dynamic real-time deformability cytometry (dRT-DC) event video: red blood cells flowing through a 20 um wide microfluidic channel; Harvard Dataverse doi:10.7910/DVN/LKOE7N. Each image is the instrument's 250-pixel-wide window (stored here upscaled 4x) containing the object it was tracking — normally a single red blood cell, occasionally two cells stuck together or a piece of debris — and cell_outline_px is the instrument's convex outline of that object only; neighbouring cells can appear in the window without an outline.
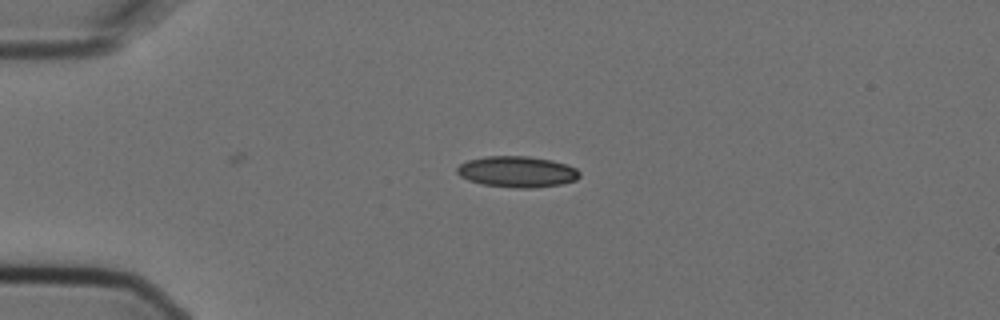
{"species": "Egyptian fruit bat (a non-hibernating species)", "species_latin": "Rousettus aegyptiacus", "temperature_condition": "cold", "stored_images_in_passage": 2, "camera_frame_rate_fps": 3000, "um_per_image_px": 0.085, "animal": {"sex": "female"}, "frame": {"image": 1, "passage_image": 1, "time_ms": 0.0, "image_size_px": [1000, 320], "cell_outline_px": [[580, 176], [576, 180], [560, 184], [532, 188], [516, 188], [484, 184], [468, 180], [460, 176], [456, 172], [456, 168], [460, 164], [468, 160], [484, 156], [528, 156], [552, 160], [568, 164], [576, 168], [580, 172]], "centroid_in_image_um": [43.96, 14.59], "position_along_channel_um": 41.0, "area_um2": 22.25}}